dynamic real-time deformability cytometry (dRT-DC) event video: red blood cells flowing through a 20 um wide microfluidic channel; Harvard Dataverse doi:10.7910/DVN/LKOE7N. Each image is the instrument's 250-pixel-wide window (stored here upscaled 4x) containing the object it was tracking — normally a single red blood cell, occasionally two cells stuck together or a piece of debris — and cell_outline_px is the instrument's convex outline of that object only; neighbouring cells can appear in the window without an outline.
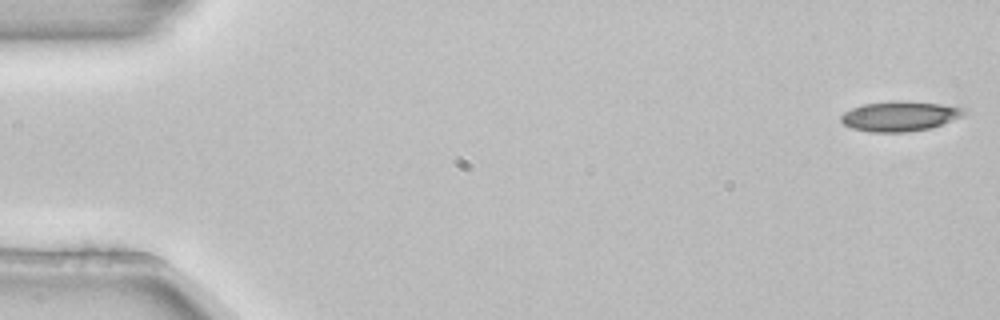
{"species": "common noctule bat (a hibernating species)", "species_latin": "Nyctalus noctula", "temperature_condition": "room temperature", "stored_images_in_passage": 4, "camera_frame_rate_fps": 3000, "um_per_image_px": 0.085, "animal": {"sex": "female", "body_mass_g": 22.7, "forearm_length_mm": 54.2}, "frame": {"image": 1, "passage_image": 1, "time_ms": 0.0, "image_size_px": [1000, 320], "cell_outline_px": [[964, 112], [960, 116], [932, 128], [908, 132], [868, 132], [852, 128], [844, 124], [840, 120], [840, 116], [844, 112], [852, 108], [864, 104], [940, 104], [964, 108]], "centroid_in_image_um": [76.41, 9.94], "position_along_channel_um": 8.6, "area_um2": 20.17}}